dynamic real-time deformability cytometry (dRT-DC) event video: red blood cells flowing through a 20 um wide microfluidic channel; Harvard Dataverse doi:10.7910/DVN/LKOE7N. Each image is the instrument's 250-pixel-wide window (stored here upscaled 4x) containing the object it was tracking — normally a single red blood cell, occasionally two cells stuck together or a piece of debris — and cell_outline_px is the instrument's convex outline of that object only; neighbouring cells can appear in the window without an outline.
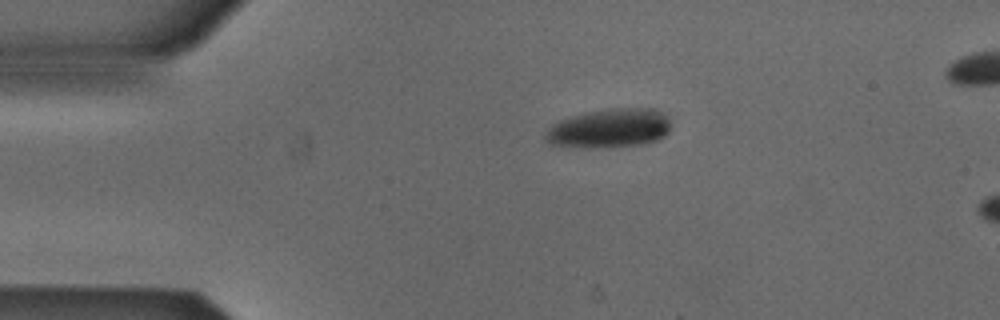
{"species": "Egyptian fruit bat (a non-hibernating species)", "species_latin": "Rousettus aegyptiacus", "temperature_condition": "cold", "stored_images_in_passage": 2, "camera_frame_rate_fps": 3000, "um_per_image_px": 0.085, "animal": {"sex": "male"}, "frame": {"image": 1, "passage_image": 1, "time_ms": 0.0, "image_size_px": [1000, 320], "cell_outline_px": [[668, 132], [664, 136], [656, 140], [640, 144], [608, 148], [552, 144], [544, 140], [544, 132], [552, 124], [568, 116], [608, 108], [656, 108], [664, 112], [668, 120]], "centroid_in_image_um": [51.79, 10.88], "position_along_channel_um": 33.2, "area_um2": 28.5}}